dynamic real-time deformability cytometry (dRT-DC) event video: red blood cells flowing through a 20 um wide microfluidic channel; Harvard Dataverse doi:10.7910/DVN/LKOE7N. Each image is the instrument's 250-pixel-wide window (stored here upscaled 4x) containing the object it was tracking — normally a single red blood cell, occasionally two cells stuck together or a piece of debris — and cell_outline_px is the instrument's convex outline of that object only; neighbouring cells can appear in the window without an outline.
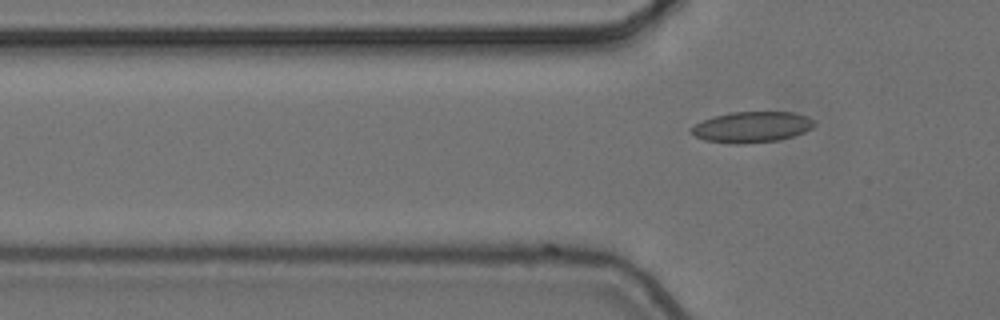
{"species": "common noctule bat (a hibernating species)", "species_latin": "Nyctalus noctula", "temperature_condition": "cold", "stored_images_in_passage": 5, "camera_frame_rate_fps": 3000, "um_per_image_px": 0.085, "animal": {"sex": "female", "body_mass_g": 24.6, "forearm_length_mm": 56.2}, "frame": {"image": 1, "passage_image": 5, "time_ms": 1.333, "image_size_px": [1000, 320], "cell_outline_px": [[816, 124], [812, 128], [804, 132], [780, 140], [744, 144], [728, 144], [704, 140], [688, 132], [688, 128], [712, 116], [732, 112], [792, 112], [808, 116], [816, 120]], "centroid_in_image_um": [63.9, 10.8], "position_along_channel_um": 61.9, "area_um2": 22.48}}